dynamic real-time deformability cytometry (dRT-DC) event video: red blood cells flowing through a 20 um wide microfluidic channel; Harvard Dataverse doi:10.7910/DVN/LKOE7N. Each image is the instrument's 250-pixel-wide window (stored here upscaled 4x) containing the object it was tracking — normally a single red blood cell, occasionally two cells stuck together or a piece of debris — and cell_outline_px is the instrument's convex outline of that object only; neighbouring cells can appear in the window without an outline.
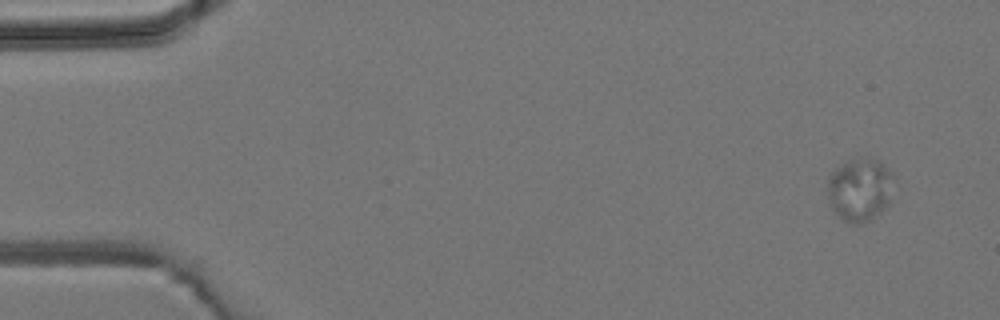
{"species": "common noctule bat (a hibernating species)", "species_latin": "Nyctalus noctula", "temperature_condition": "room temperature", "stored_images_in_passage": 5, "camera_frame_rate_fps": 3000, "um_per_image_px": 0.085, "animal": {"sex": "male", "body_mass_g": 19.2, "forearm_length_mm": 51.8}, "frame": {"image": 1, "passage_image": 1, "time_ms": 0.0, "image_size_px": [1000, 320], "cell_outline_px": [[896, 176], [888, 204], [880, 212], [868, 220], [856, 224], [852, 224], [844, 220], [832, 208], [828, 200], [828, 180], [832, 172], [836, 168], [852, 160], [876, 160], [896, 172]], "centroid_in_image_um": [73.13, 16.12], "position_along_channel_um": 11.9, "area_um2": 24.04}}
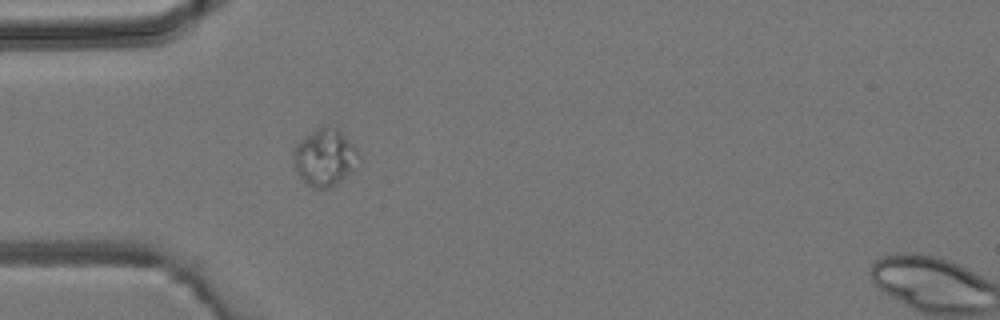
{"frame": {"image": 2, "passage_image": 4, "time_ms": 4.0, "image_size_px": [1000, 320], "cell_outline_px": [[360, 160], [352, 172], [336, 184], [328, 188], [312, 188], [296, 172], [292, 160], [292, 148], [304, 136], [324, 124], [336, 128], [356, 148], [360, 156]], "centroid_in_image_um": [27.58, 13.37], "position_along_channel_um": 57.4, "area_um2": 21.91}}